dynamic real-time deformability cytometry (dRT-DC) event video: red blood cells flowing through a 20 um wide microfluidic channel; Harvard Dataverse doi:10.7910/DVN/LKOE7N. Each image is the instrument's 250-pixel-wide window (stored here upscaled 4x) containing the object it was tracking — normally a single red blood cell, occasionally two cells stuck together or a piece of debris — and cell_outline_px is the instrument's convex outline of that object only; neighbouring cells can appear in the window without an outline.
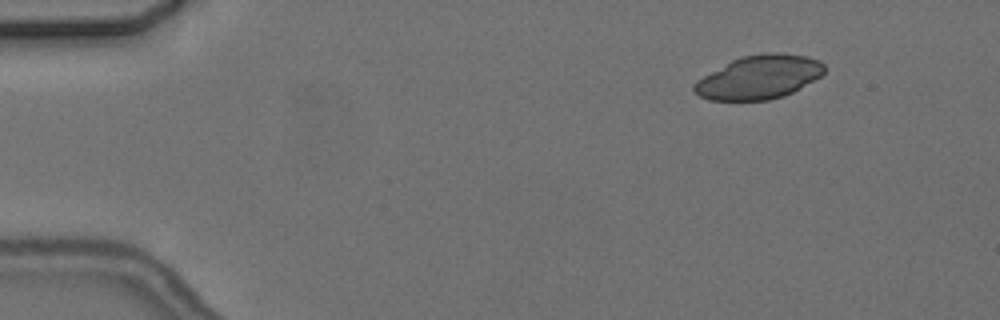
{"species": "common noctule bat (a hibernating species)", "species_latin": "Nyctalus noctula", "temperature_condition": "cold", "stored_images_in_passage": 4, "camera_frame_rate_fps": 3000, "um_per_image_px": 0.085, "animal": {"sex": "female", "body_mass_g": 24.6, "forearm_length_mm": 56.2}, "frame": {"image": 1, "passage_image": 2, "time_ms": 1.333, "image_size_px": [1000, 320], "cell_outline_px": [[828, 68], [820, 76], [792, 92], [784, 96], [768, 100], [708, 100], [700, 96], [692, 88], [696, 80], [732, 60], [740, 56], [764, 52], [780, 52], [808, 56], [820, 60]], "centroid_in_image_um": [64.54, 6.54], "position_along_channel_um": 20.5, "area_um2": 33.23}}